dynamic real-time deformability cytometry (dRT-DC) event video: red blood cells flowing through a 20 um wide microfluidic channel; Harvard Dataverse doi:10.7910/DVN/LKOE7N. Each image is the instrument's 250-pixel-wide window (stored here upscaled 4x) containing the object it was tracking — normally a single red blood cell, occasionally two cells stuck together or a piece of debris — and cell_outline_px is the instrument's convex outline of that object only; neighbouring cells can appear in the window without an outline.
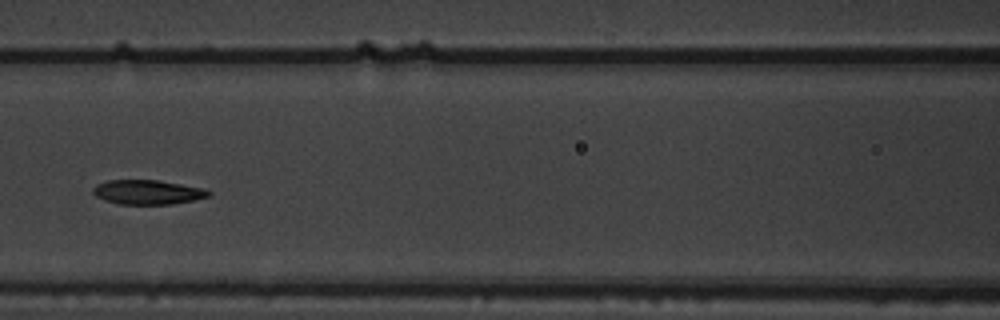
{"species": "common noctule bat (a hibernating species)", "species_latin": "Nyctalus noctula", "temperature_condition": "warm", "stored_images_in_passage": 6, "camera_frame_rate_fps": 3000, "um_per_image_px": 0.085, "animal": {"sex": "male", "body_mass_g": 19.5, "forearm_length_mm": 54.6}, "frame": {"image": 1, "passage_image": 6, "time_ms": 1.667, "image_size_px": [1000, 320], "cell_outline_px": [[212, 196], [172, 204], [120, 204], [104, 200], [96, 196], [92, 192], [92, 188], [96, 184], [108, 180], [156, 180], [204, 188], [212, 192]], "centroid_in_image_um": [12.55, 16.33], "position_along_channel_um": 154.1, "area_um2": 16.47}}